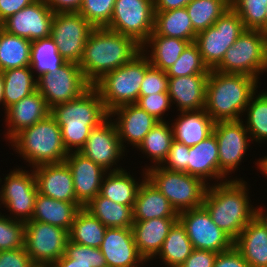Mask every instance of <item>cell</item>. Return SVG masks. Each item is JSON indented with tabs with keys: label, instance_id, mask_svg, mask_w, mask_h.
Listing matches in <instances>:
<instances>
[{
	"label": "cell",
	"instance_id": "obj_37",
	"mask_svg": "<svg viewBox=\"0 0 267 267\" xmlns=\"http://www.w3.org/2000/svg\"><path fill=\"white\" fill-rule=\"evenodd\" d=\"M154 12V32L157 35L180 38L191 42L195 41L197 32L193 29L185 7Z\"/></svg>",
	"mask_w": 267,
	"mask_h": 267
},
{
	"label": "cell",
	"instance_id": "obj_63",
	"mask_svg": "<svg viewBox=\"0 0 267 267\" xmlns=\"http://www.w3.org/2000/svg\"><path fill=\"white\" fill-rule=\"evenodd\" d=\"M4 29H3V26H2V24H0V35H1V32L3 31Z\"/></svg>",
	"mask_w": 267,
	"mask_h": 267
},
{
	"label": "cell",
	"instance_id": "obj_43",
	"mask_svg": "<svg viewBox=\"0 0 267 267\" xmlns=\"http://www.w3.org/2000/svg\"><path fill=\"white\" fill-rule=\"evenodd\" d=\"M267 0H230L231 8L243 21L245 29L266 32Z\"/></svg>",
	"mask_w": 267,
	"mask_h": 267
},
{
	"label": "cell",
	"instance_id": "obj_10",
	"mask_svg": "<svg viewBox=\"0 0 267 267\" xmlns=\"http://www.w3.org/2000/svg\"><path fill=\"white\" fill-rule=\"evenodd\" d=\"M212 133L218 142L219 183L227 180H245V176L240 177L241 174H235L240 167L242 170V162L246 161V156L249 157V151L251 152L253 148L251 136L244 122L242 120L215 122Z\"/></svg>",
	"mask_w": 267,
	"mask_h": 267
},
{
	"label": "cell",
	"instance_id": "obj_52",
	"mask_svg": "<svg viewBox=\"0 0 267 267\" xmlns=\"http://www.w3.org/2000/svg\"><path fill=\"white\" fill-rule=\"evenodd\" d=\"M217 254L213 251L193 249L191 255L179 267H214Z\"/></svg>",
	"mask_w": 267,
	"mask_h": 267
},
{
	"label": "cell",
	"instance_id": "obj_45",
	"mask_svg": "<svg viewBox=\"0 0 267 267\" xmlns=\"http://www.w3.org/2000/svg\"><path fill=\"white\" fill-rule=\"evenodd\" d=\"M25 222L13 220L0 211V251L23 249Z\"/></svg>",
	"mask_w": 267,
	"mask_h": 267
},
{
	"label": "cell",
	"instance_id": "obj_44",
	"mask_svg": "<svg viewBox=\"0 0 267 267\" xmlns=\"http://www.w3.org/2000/svg\"><path fill=\"white\" fill-rule=\"evenodd\" d=\"M166 73L168 77H179L194 74H209L210 70L203 62L197 45L192 42L185 48Z\"/></svg>",
	"mask_w": 267,
	"mask_h": 267
},
{
	"label": "cell",
	"instance_id": "obj_32",
	"mask_svg": "<svg viewBox=\"0 0 267 267\" xmlns=\"http://www.w3.org/2000/svg\"><path fill=\"white\" fill-rule=\"evenodd\" d=\"M84 206L37 194L34 212L30 221L61 227L69 232L77 212Z\"/></svg>",
	"mask_w": 267,
	"mask_h": 267
},
{
	"label": "cell",
	"instance_id": "obj_47",
	"mask_svg": "<svg viewBox=\"0 0 267 267\" xmlns=\"http://www.w3.org/2000/svg\"><path fill=\"white\" fill-rule=\"evenodd\" d=\"M136 104L141 109L147 111L159 122L170 121L171 117H168V115H172V113H174L168 92L155 93L148 96H139Z\"/></svg>",
	"mask_w": 267,
	"mask_h": 267
},
{
	"label": "cell",
	"instance_id": "obj_36",
	"mask_svg": "<svg viewBox=\"0 0 267 267\" xmlns=\"http://www.w3.org/2000/svg\"><path fill=\"white\" fill-rule=\"evenodd\" d=\"M4 81L3 112L24 97L37 91V78L32 68L25 66L2 72Z\"/></svg>",
	"mask_w": 267,
	"mask_h": 267
},
{
	"label": "cell",
	"instance_id": "obj_38",
	"mask_svg": "<svg viewBox=\"0 0 267 267\" xmlns=\"http://www.w3.org/2000/svg\"><path fill=\"white\" fill-rule=\"evenodd\" d=\"M242 121L253 144H260V147H264V144L267 145V88L265 89L263 86V90L259 89L252 95Z\"/></svg>",
	"mask_w": 267,
	"mask_h": 267
},
{
	"label": "cell",
	"instance_id": "obj_49",
	"mask_svg": "<svg viewBox=\"0 0 267 267\" xmlns=\"http://www.w3.org/2000/svg\"><path fill=\"white\" fill-rule=\"evenodd\" d=\"M65 255L77 262L89 263L91 267H107L105 257L99 248L80 245L68 240Z\"/></svg>",
	"mask_w": 267,
	"mask_h": 267
},
{
	"label": "cell",
	"instance_id": "obj_21",
	"mask_svg": "<svg viewBox=\"0 0 267 267\" xmlns=\"http://www.w3.org/2000/svg\"><path fill=\"white\" fill-rule=\"evenodd\" d=\"M100 251L107 267H148L140 255L131 228H107Z\"/></svg>",
	"mask_w": 267,
	"mask_h": 267
},
{
	"label": "cell",
	"instance_id": "obj_5",
	"mask_svg": "<svg viewBox=\"0 0 267 267\" xmlns=\"http://www.w3.org/2000/svg\"><path fill=\"white\" fill-rule=\"evenodd\" d=\"M29 168L42 164L64 162L68 152L62 142L61 129L55 118L49 114L43 120L16 134L8 143Z\"/></svg>",
	"mask_w": 267,
	"mask_h": 267
},
{
	"label": "cell",
	"instance_id": "obj_35",
	"mask_svg": "<svg viewBox=\"0 0 267 267\" xmlns=\"http://www.w3.org/2000/svg\"><path fill=\"white\" fill-rule=\"evenodd\" d=\"M84 208L107 228H131L134 224L131 206L115 203L100 193Z\"/></svg>",
	"mask_w": 267,
	"mask_h": 267
},
{
	"label": "cell",
	"instance_id": "obj_34",
	"mask_svg": "<svg viewBox=\"0 0 267 267\" xmlns=\"http://www.w3.org/2000/svg\"><path fill=\"white\" fill-rule=\"evenodd\" d=\"M192 251L193 246L186 230L181 222L177 220L171 227L160 252L148 267H153L156 263L157 265H154V267L161 265H163L162 267H179L191 255Z\"/></svg>",
	"mask_w": 267,
	"mask_h": 267
},
{
	"label": "cell",
	"instance_id": "obj_3",
	"mask_svg": "<svg viewBox=\"0 0 267 267\" xmlns=\"http://www.w3.org/2000/svg\"><path fill=\"white\" fill-rule=\"evenodd\" d=\"M50 114L60 126L62 142L68 153L80 151L91 130L109 117L94 86L76 99L55 105Z\"/></svg>",
	"mask_w": 267,
	"mask_h": 267
},
{
	"label": "cell",
	"instance_id": "obj_25",
	"mask_svg": "<svg viewBox=\"0 0 267 267\" xmlns=\"http://www.w3.org/2000/svg\"><path fill=\"white\" fill-rule=\"evenodd\" d=\"M170 123L173 129L174 140L186 146H195L209 137L213 132L214 121L204 108L175 112Z\"/></svg>",
	"mask_w": 267,
	"mask_h": 267
},
{
	"label": "cell",
	"instance_id": "obj_24",
	"mask_svg": "<svg viewBox=\"0 0 267 267\" xmlns=\"http://www.w3.org/2000/svg\"><path fill=\"white\" fill-rule=\"evenodd\" d=\"M208 76L209 74H194L168 77V94L176 113L205 107Z\"/></svg>",
	"mask_w": 267,
	"mask_h": 267
},
{
	"label": "cell",
	"instance_id": "obj_6",
	"mask_svg": "<svg viewBox=\"0 0 267 267\" xmlns=\"http://www.w3.org/2000/svg\"><path fill=\"white\" fill-rule=\"evenodd\" d=\"M213 70L249 75L263 84L262 75L267 76V32L244 30Z\"/></svg>",
	"mask_w": 267,
	"mask_h": 267
},
{
	"label": "cell",
	"instance_id": "obj_18",
	"mask_svg": "<svg viewBox=\"0 0 267 267\" xmlns=\"http://www.w3.org/2000/svg\"><path fill=\"white\" fill-rule=\"evenodd\" d=\"M54 15L45 0H36L6 19L2 26L7 33L33 42L51 37Z\"/></svg>",
	"mask_w": 267,
	"mask_h": 267
},
{
	"label": "cell",
	"instance_id": "obj_17",
	"mask_svg": "<svg viewBox=\"0 0 267 267\" xmlns=\"http://www.w3.org/2000/svg\"><path fill=\"white\" fill-rule=\"evenodd\" d=\"M193 249L224 252L234 246V241L221 230L204 206L178 213Z\"/></svg>",
	"mask_w": 267,
	"mask_h": 267
},
{
	"label": "cell",
	"instance_id": "obj_27",
	"mask_svg": "<svg viewBox=\"0 0 267 267\" xmlns=\"http://www.w3.org/2000/svg\"><path fill=\"white\" fill-rule=\"evenodd\" d=\"M122 169L119 171L107 172L104 176L100 194L115 203L131 206L133 208L138 189L146 179V170L140 168L137 171ZM139 173V177H137Z\"/></svg>",
	"mask_w": 267,
	"mask_h": 267
},
{
	"label": "cell",
	"instance_id": "obj_41",
	"mask_svg": "<svg viewBox=\"0 0 267 267\" xmlns=\"http://www.w3.org/2000/svg\"><path fill=\"white\" fill-rule=\"evenodd\" d=\"M65 62L51 37L32 42L30 67L36 78L44 73L55 72Z\"/></svg>",
	"mask_w": 267,
	"mask_h": 267
},
{
	"label": "cell",
	"instance_id": "obj_53",
	"mask_svg": "<svg viewBox=\"0 0 267 267\" xmlns=\"http://www.w3.org/2000/svg\"><path fill=\"white\" fill-rule=\"evenodd\" d=\"M214 267H250L240 252L233 246L216 256Z\"/></svg>",
	"mask_w": 267,
	"mask_h": 267
},
{
	"label": "cell",
	"instance_id": "obj_30",
	"mask_svg": "<svg viewBox=\"0 0 267 267\" xmlns=\"http://www.w3.org/2000/svg\"><path fill=\"white\" fill-rule=\"evenodd\" d=\"M153 218H178L169 200L146 178L138 189L133 206L134 222Z\"/></svg>",
	"mask_w": 267,
	"mask_h": 267
},
{
	"label": "cell",
	"instance_id": "obj_48",
	"mask_svg": "<svg viewBox=\"0 0 267 267\" xmlns=\"http://www.w3.org/2000/svg\"><path fill=\"white\" fill-rule=\"evenodd\" d=\"M168 92V76L165 71L153 67L146 56V73L140 86L139 96Z\"/></svg>",
	"mask_w": 267,
	"mask_h": 267
},
{
	"label": "cell",
	"instance_id": "obj_22",
	"mask_svg": "<svg viewBox=\"0 0 267 267\" xmlns=\"http://www.w3.org/2000/svg\"><path fill=\"white\" fill-rule=\"evenodd\" d=\"M64 162L72 174L76 199L85 207L100 193L107 171L79 151L69 152Z\"/></svg>",
	"mask_w": 267,
	"mask_h": 267
},
{
	"label": "cell",
	"instance_id": "obj_39",
	"mask_svg": "<svg viewBox=\"0 0 267 267\" xmlns=\"http://www.w3.org/2000/svg\"><path fill=\"white\" fill-rule=\"evenodd\" d=\"M106 229L107 227L83 207L77 212L68 232L69 241L100 248Z\"/></svg>",
	"mask_w": 267,
	"mask_h": 267
},
{
	"label": "cell",
	"instance_id": "obj_33",
	"mask_svg": "<svg viewBox=\"0 0 267 267\" xmlns=\"http://www.w3.org/2000/svg\"><path fill=\"white\" fill-rule=\"evenodd\" d=\"M190 43L180 38L157 35L153 31L141 45V51L153 67L166 72Z\"/></svg>",
	"mask_w": 267,
	"mask_h": 267
},
{
	"label": "cell",
	"instance_id": "obj_9",
	"mask_svg": "<svg viewBox=\"0 0 267 267\" xmlns=\"http://www.w3.org/2000/svg\"><path fill=\"white\" fill-rule=\"evenodd\" d=\"M146 178L169 200L177 213L203 206L208 184L199 177L158 165L146 170Z\"/></svg>",
	"mask_w": 267,
	"mask_h": 267
},
{
	"label": "cell",
	"instance_id": "obj_62",
	"mask_svg": "<svg viewBox=\"0 0 267 267\" xmlns=\"http://www.w3.org/2000/svg\"><path fill=\"white\" fill-rule=\"evenodd\" d=\"M266 32H267V4H266Z\"/></svg>",
	"mask_w": 267,
	"mask_h": 267
},
{
	"label": "cell",
	"instance_id": "obj_51",
	"mask_svg": "<svg viewBox=\"0 0 267 267\" xmlns=\"http://www.w3.org/2000/svg\"><path fill=\"white\" fill-rule=\"evenodd\" d=\"M35 266L25 248L0 251V267Z\"/></svg>",
	"mask_w": 267,
	"mask_h": 267
},
{
	"label": "cell",
	"instance_id": "obj_55",
	"mask_svg": "<svg viewBox=\"0 0 267 267\" xmlns=\"http://www.w3.org/2000/svg\"><path fill=\"white\" fill-rule=\"evenodd\" d=\"M47 6L55 13L79 12L83 0H45Z\"/></svg>",
	"mask_w": 267,
	"mask_h": 267
},
{
	"label": "cell",
	"instance_id": "obj_59",
	"mask_svg": "<svg viewBox=\"0 0 267 267\" xmlns=\"http://www.w3.org/2000/svg\"><path fill=\"white\" fill-rule=\"evenodd\" d=\"M262 202L263 200L260 205L256 204V217L267 229V205H264V203L262 204Z\"/></svg>",
	"mask_w": 267,
	"mask_h": 267
},
{
	"label": "cell",
	"instance_id": "obj_31",
	"mask_svg": "<svg viewBox=\"0 0 267 267\" xmlns=\"http://www.w3.org/2000/svg\"><path fill=\"white\" fill-rule=\"evenodd\" d=\"M173 140V129L170 121L158 122L144 137L140 145L133 150V155L139 152L137 155H141L140 158L148 160L146 164L144 162L145 167L142 165L135 168L141 167L147 170L150 167L161 165L168 156Z\"/></svg>",
	"mask_w": 267,
	"mask_h": 267
},
{
	"label": "cell",
	"instance_id": "obj_12",
	"mask_svg": "<svg viewBox=\"0 0 267 267\" xmlns=\"http://www.w3.org/2000/svg\"><path fill=\"white\" fill-rule=\"evenodd\" d=\"M154 20V0H116L105 28L132 37L142 45L154 31Z\"/></svg>",
	"mask_w": 267,
	"mask_h": 267
},
{
	"label": "cell",
	"instance_id": "obj_50",
	"mask_svg": "<svg viewBox=\"0 0 267 267\" xmlns=\"http://www.w3.org/2000/svg\"><path fill=\"white\" fill-rule=\"evenodd\" d=\"M189 149V146L173 140L168 156L160 166L170 171L185 172L188 174Z\"/></svg>",
	"mask_w": 267,
	"mask_h": 267
},
{
	"label": "cell",
	"instance_id": "obj_40",
	"mask_svg": "<svg viewBox=\"0 0 267 267\" xmlns=\"http://www.w3.org/2000/svg\"><path fill=\"white\" fill-rule=\"evenodd\" d=\"M32 42L7 33L0 35V71L30 66Z\"/></svg>",
	"mask_w": 267,
	"mask_h": 267
},
{
	"label": "cell",
	"instance_id": "obj_15",
	"mask_svg": "<svg viewBox=\"0 0 267 267\" xmlns=\"http://www.w3.org/2000/svg\"><path fill=\"white\" fill-rule=\"evenodd\" d=\"M68 231L39 221L25 223L24 248L36 266L54 264L65 254Z\"/></svg>",
	"mask_w": 267,
	"mask_h": 267
},
{
	"label": "cell",
	"instance_id": "obj_60",
	"mask_svg": "<svg viewBox=\"0 0 267 267\" xmlns=\"http://www.w3.org/2000/svg\"><path fill=\"white\" fill-rule=\"evenodd\" d=\"M3 95H4V81L3 75L0 71V110L3 112Z\"/></svg>",
	"mask_w": 267,
	"mask_h": 267
},
{
	"label": "cell",
	"instance_id": "obj_7",
	"mask_svg": "<svg viewBox=\"0 0 267 267\" xmlns=\"http://www.w3.org/2000/svg\"><path fill=\"white\" fill-rule=\"evenodd\" d=\"M145 73L146 55L140 51L128 63L105 74L93 85L108 113L123 105L136 104Z\"/></svg>",
	"mask_w": 267,
	"mask_h": 267
},
{
	"label": "cell",
	"instance_id": "obj_2",
	"mask_svg": "<svg viewBox=\"0 0 267 267\" xmlns=\"http://www.w3.org/2000/svg\"><path fill=\"white\" fill-rule=\"evenodd\" d=\"M141 51L132 37L105 27L94 28L85 42L79 66L86 81L93 86L105 74L128 63Z\"/></svg>",
	"mask_w": 267,
	"mask_h": 267
},
{
	"label": "cell",
	"instance_id": "obj_29",
	"mask_svg": "<svg viewBox=\"0 0 267 267\" xmlns=\"http://www.w3.org/2000/svg\"><path fill=\"white\" fill-rule=\"evenodd\" d=\"M250 267H267V229L255 216L234 240Z\"/></svg>",
	"mask_w": 267,
	"mask_h": 267
},
{
	"label": "cell",
	"instance_id": "obj_42",
	"mask_svg": "<svg viewBox=\"0 0 267 267\" xmlns=\"http://www.w3.org/2000/svg\"><path fill=\"white\" fill-rule=\"evenodd\" d=\"M230 7V0H191L185 8L198 33L212 26Z\"/></svg>",
	"mask_w": 267,
	"mask_h": 267
},
{
	"label": "cell",
	"instance_id": "obj_61",
	"mask_svg": "<svg viewBox=\"0 0 267 267\" xmlns=\"http://www.w3.org/2000/svg\"><path fill=\"white\" fill-rule=\"evenodd\" d=\"M41 267H55L53 264L50 265H41Z\"/></svg>",
	"mask_w": 267,
	"mask_h": 267
},
{
	"label": "cell",
	"instance_id": "obj_14",
	"mask_svg": "<svg viewBox=\"0 0 267 267\" xmlns=\"http://www.w3.org/2000/svg\"><path fill=\"white\" fill-rule=\"evenodd\" d=\"M90 86L79 64L69 61L55 72L44 73L37 78V91L44 97L50 109L76 99Z\"/></svg>",
	"mask_w": 267,
	"mask_h": 267
},
{
	"label": "cell",
	"instance_id": "obj_11",
	"mask_svg": "<svg viewBox=\"0 0 267 267\" xmlns=\"http://www.w3.org/2000/svg\"><path fill=\"white\" fill-rule=\"evenodd\" d=\"M244 30L242 19L230 7L212 26L197 33L194 43L209 70L221 62L227 49Z\"/></svg>",
	"mask_w": 267,
	"mask_h": 267
},
{
	"label": "cell",
	"instance_id": "obj_56",
	"mask_svg": "<svg viewBox=\"0 0 267 267\" xmlns=\"http://www.w3.org/2000/svg\"><path fill=\"white\" fill-rule=\"evenodd\" d=\"M191 0H154V11H169L186 7Z\"/></svg>",
	"mask_w": 267,
	"mask_h": 267
},
{
	"label": "cell",
	"instance_id": "obj_16",
	"mask_svg": "<svg viewBox=\"0 0 267 267\" xmlns=\"http://www.w3.org/2000/svg\"><path fill=\"white\" fill-rule=\"evenodd\" d=\"M93 29L79 12L57 13L51 24V38L66 61L79 64L85 42Z\"/></svg>",
	"mask_w": 267,
	"mask_h": 267
},
{
	"label": "cell",
	"instance_id": "obj_23",
	"mask_svg": "<svg viewBox=\"0 0 267 267\" xmlns=\"http://www.w3.org/2000/svg\"><path fill=\"white\" fill-rule=\"evenodd\" d=\"M38 193L70 203H80L75 196L71 171L65 162L42 164L33 168Z\"/></svg>",
	"mask_w": 267,
	"mask_h": 267
},
{
	"label": "cell",
	"instance_id": "obj_46",
	"mask_svg": "<svg viewBox=\"0 0 267 267\" xmlns=\"http://www.w3.org/2000/svg\"><path fill=\"white\" fill-rule=\"evenodd\" d=\"M116 0H83L79 13L94 27H106Z\"/></svg>",
	"mask_w": 267,
	"mask_h": 267
},
{
	"label": "cell",
	"instance_id": "obj_58",
	"mask_svg": "<svg viewBox=\"0 0 267 267\" xmlns=\"http://www.w3.org/2000/svg\"><path fill=\"white\" fill-rule=\"evenodd\" d=\"M253 164L256 166H252V168H256L262 176H265L267 178V153L262 155V157H259L258 159L255 157V161H253Z\"/></svg>",
	"mask_w": 267,
	"mask_h": 267
},
{
	"label": "cell",
	"instance_id": "obj_57",
	"mask_svg": "<svg viewBox=\"0 0 267 267\" xmlns=\"http://www.w3.org/2000/svg\"><path fill=\"white\" fill-rule=\"evenodd\" d=\"M53 265L55 267H91L89 263L77 262V260L68 258L65 254Z\"/></svg>",
	"mask_w": 267,
	"mask_h": 267
},
{
	"label": "cell",
	"instance_id": "obj_54",
	"mask_svg": "<svg viewBox=\"0 0 267 267\" xmlns=\"http://www.w3.org/2000/svg\"><path fill=\"white\" fill-rule=\"evenodd\" d=\"M36 0H0V24Z\"/></svg>",
	"mask_w": 267,
	"mask_h": 267
},
{
	"label": "cell",
	"instance_id": "obj_8",
	"mask_svg": "<svg viewBox=\"0 0 267 267\" xmlns=\"http://www.w3.org/2000/svg\"><path fill=\"white\" fill-rule=\"evenodd\" d=\"M16 166L0 175V211L26 223L32 219L38 188L33 168Z\"/></svg>",
	"mask_w": 267,
	"mask_h": 267
},
{
	"label": "cell",
	"instance_id": "obj_19",
	"mask_svg": "<svg viewBox=\"0 0 267 267\" xmlns=\"http://www.w3.org/2000/svg\"><path fill=\"white\" fill-rule=\"evenodd\" d=\"M109 117L117 127L121 145L127 154L136 149L149 131L159 122L137 104L120 106L111 111Z\"/></svg>",
	"mask_w": 267,
	"mask_h": 267
},
{
	"label": "cell",
	"instance_id": "obj_13",
	"mask_svg": "<svg viewBox=\"0 0 267 267\" xmlns=\"http://www.w3.org/2000/svg\"><path fill=\"white\" fill-rule=\"evenodd\" d=\"M79 152L107 172L119 171L126 167L130 169L131 167H128L127 164L124 166L125 163H120L121 161L124 162L127 157L129 158L131 154L128 156L123 149L117 127L110 117L91 130L85 145Z\"/></svg>",
	"mask_w": 267,
	"mask_h": 267
},
{
	"label": "cell",
	"instance_id": "obj_28",
	"mask_svg": "<svg viewBox=\"0 0 267 267\" xmlns=\"http://www.w3.org/2000/svg\"><path fill=\"white\" fill-rule=\"evenodd\" d=\"M188 155V174L199 177L206 184L219 183L218 142L212 133L205 140L191 146Z\"/></svg>",
	"mask_w": 267,
	"mask_h": 267
},
{
	"label": "cell",
	"instance_id": "obj_4",
	"mask_svg": "<svg viewBox=\"0 0 267 267\" xmlns=\"http://www.w3.org/2000/svg\"><path fill=\"white\" fill-rule=\"evenodd\" d=\"M261 86L249 75L210 70L204 109L214 122L242 120L252 95Z\"/></svg>",
	"mask_w": 267,
	"mask_h": 267
},
{
	"label": "cell",
	"instance_id": "obj_20",
	"mask_svg": "<svg viewBox=\"0 0 267 267\" xmlns=\"http://www.w3.org/2000/svg\"><path fill=\"white\" fill-rule=\"evenodd\" d=\"M50 111L46 100L38 91L22 98L3 112L4 119L1 120L4 121L2 126L5 129L1 132L2 141L7 144L20 131L47 117Z\"/></svg>",
	"mask_w": 267,
	"mask_h": 267
},
{
	"label": "cell",
	"instance_id": "obj_26",
	"mask_svg": "<svg viewBox=\"0 0 267 267\" xmlns=\"http://www.w3.org/2000/svg\"><path fill=\"white\" fill-rule=\"evenodd\" d=\"M178 218H153L137 221L131 226L140 255L149 264L160 252L163 243Z\"/></svg>",
	"mask_w": 267,
	"mask_h": 267
},
{
	"label": "cell",
	"instance_id": "obj_1",
	"mask_svg": "<svg viewBox=\"0 0 267 267\" xmlns=\"http://www.w3.org/2000/svg\"><path fill=\"white\" fill-rule=\"evenodd\" d=\"M247 180H227L208 185L203 206L212 221L234 241L256 216L251 184ZM251 188V189H250ZM255 206H254V205Z\"/></svg>",
	"mask_w": 267,
	"mask_h": 267
}]
</instances>
